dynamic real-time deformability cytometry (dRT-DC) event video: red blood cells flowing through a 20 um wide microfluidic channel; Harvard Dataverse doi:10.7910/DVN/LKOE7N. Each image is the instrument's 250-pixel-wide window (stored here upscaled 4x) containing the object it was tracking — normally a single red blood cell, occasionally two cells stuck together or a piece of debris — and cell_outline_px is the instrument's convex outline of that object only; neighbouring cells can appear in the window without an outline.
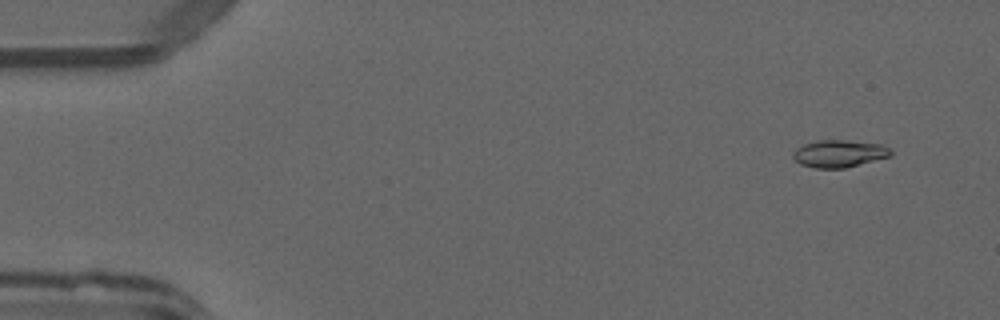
{"species": "common noctule bat (a hibernating species)", "species_latin": "Nyctalus noctula", "temperature_condition": "warm", "stored_images_in_passage": 26, "camera_frame_rate_fps": 3000, "um_per_image_px": 0.085, "animal": {"sex": "male", "forearm_length_mm": 52.5}, "frame": {"image": 1, "passage_image": 4, "time_ms": 1.0, "image_size_px": [1000, 320], "cell_outline_px": [[892, 156], [844, 168], [816, 168], [800, 164], [792, 156], [796, 148], [804, 144], [816, 140], [844, 140], [880, 144], [888, 148], [892, 152]], "centroid_in_image_um": [71.32, 13.05], "position_along_channel_um": 13.7, "area_um2": 15.43}}
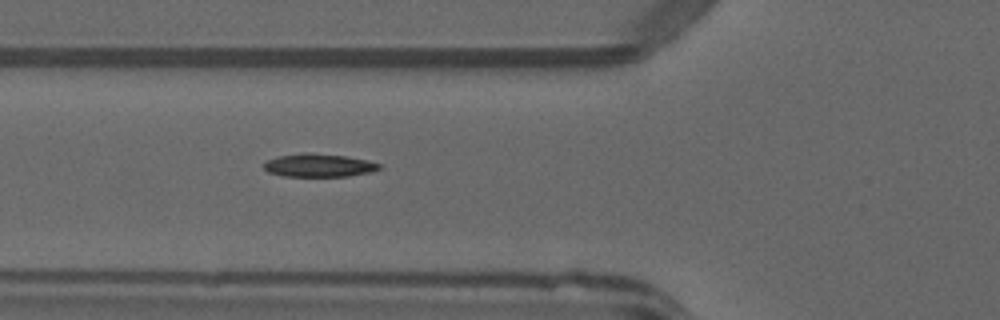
{"frame": {"image": 2, "passage_image": 19, "time_ms": 6.0, "image_size_px": [1000, 320], "cell_outline_px": [[380, 168], [368, 172], [348, 176], [284, 176], [268, 172], [264, 168], [264, 164], [268, 160], [280, 156], [308, 152], [348, 156], [380, 164]], "centroid_in_image_um": [27.08, 14.05], "position_along_channel_um": 98.7, "area_um2": 15.26}}
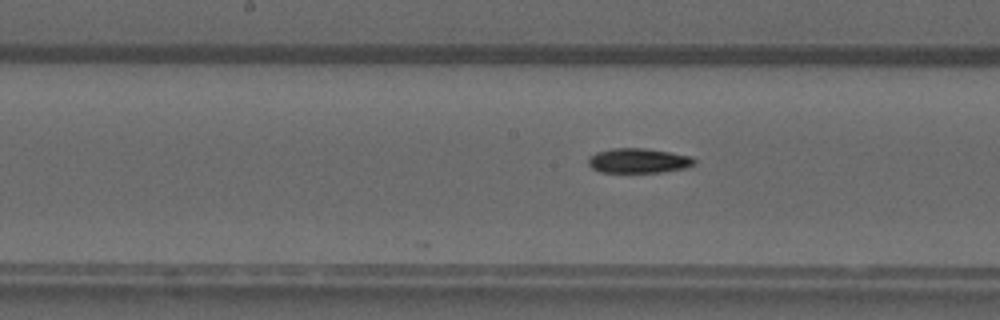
{"frame": {"image": 3, "passage_image": 26, "time_ms": 8.333, "image_size_px": [1000, 320], "cell_outline_px": [[696, 164], [684, 168], [660, 172], [600, 172], [592, 168], [588, 164], [588, 156], [596, 152], [612, 148], [644, 148], [692, 156], [696, 160]], "centroid_in_image_um": [54.25, 13.65], "position_along_channel_um": 194.0, "area_um2": 15.32}}